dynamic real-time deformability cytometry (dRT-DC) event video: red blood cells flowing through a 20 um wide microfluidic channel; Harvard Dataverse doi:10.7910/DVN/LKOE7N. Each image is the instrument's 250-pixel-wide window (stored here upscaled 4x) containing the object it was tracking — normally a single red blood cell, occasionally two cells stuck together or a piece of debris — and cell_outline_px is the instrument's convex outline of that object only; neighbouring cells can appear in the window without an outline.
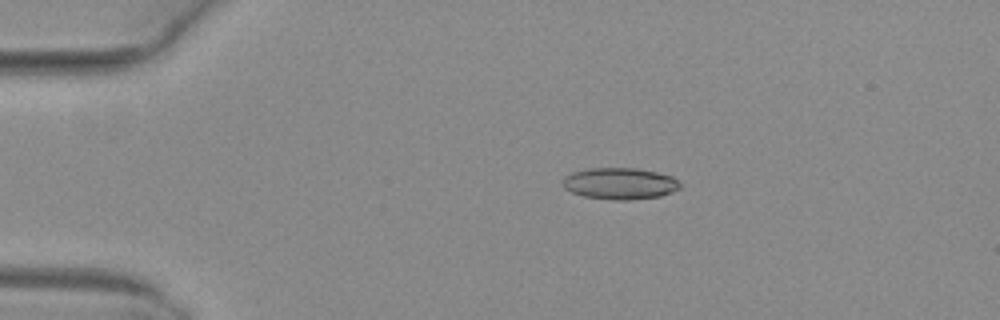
{"species": "common noctule bat (a hibernating species)", "species_latin": "Nyctalus noctula", "temperature_condition": "warm", "stored_images_in_passage": 48, "camera_frame_rate_fps": 3000, "um_per_image_px": 0.085, "animal": {"sex": "female", "body_mass_g": 29.2, "forearm_length_mm": 56.3}, "frame": {"image": 1, "passage_image": 7, "time_ms": 2.0, "image_size_px": [1000, 320], "cell_outline_px": [[680, 188], [672, 192], [660, 196], [628, 200], [612, 200], [584, 196], [572, 192], [564, 188], [564, 176], [572, 172], [588, 168], [636, 168], [656, 172], [672, 176], [680, 184]], "centroid_in_image_um": [52.68, 15.6], "position_along_channel_um": 32.3, "area_um2": 21.5}}
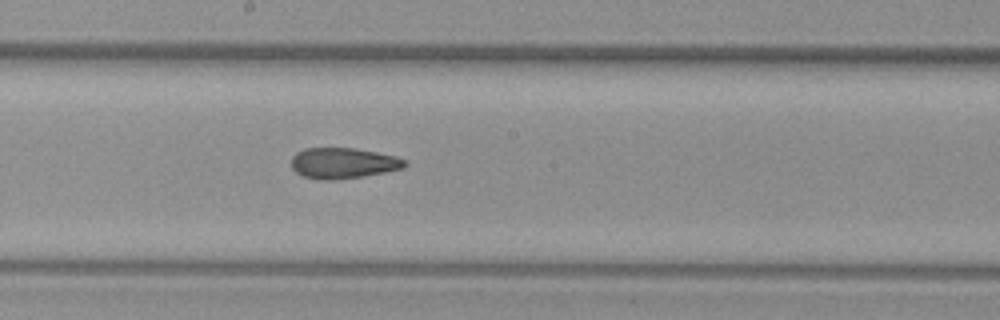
{"frame": {"image": 2, "passage_image": 25, "time_ms": 8.0, "image_size_px": [1000, 320], "cell_outline_px": [[408, 164], [404, 168], [364, 176], [336, 180], [316, 180], [300, 176], [292, 168], [292, 156], [296, 152], [304, 148], [352, 148], [376, 152], [396, 156], [404, 160]], "centroid_in_image_um": [29.13, 13.88], "position_along_channel_um": 219.1, "area_um2": 20.52}}
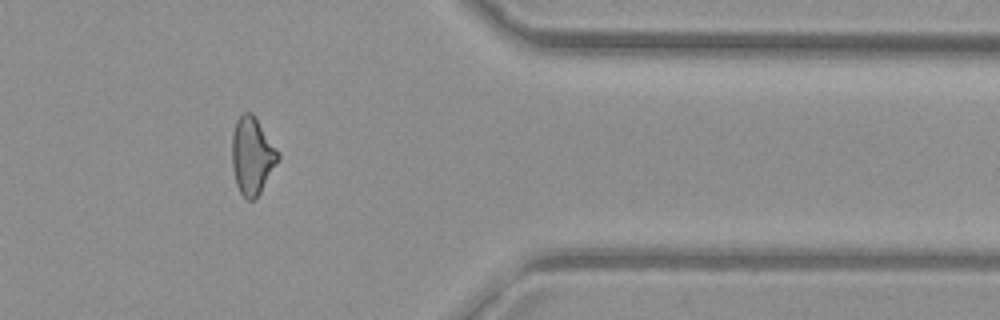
{"frame": {"image": 3, "passage_image": 39, "time_ms": 12.667, "image_size_px": [1000, 320], "cell_outline_px": [[280, 156], [260, 192], [252, 200], [248, 200], [240, 192], [236, 184], [232, 168], [232, 132], [236, 120], [244, 112], [252, 112], [280, 152]], "centroid_in_image_um": [21.42, 13.2], "position_along_channel_um": 390.0, "area_um2": 20.58}, "authors_computed_cell_mechanics": {"area_um2": 20.9814, "velocity_mm_per_s": 4.0563, "shape_relaxation_time_tau1_ms": null, "shape_relaxation_time_tau2_ms": 2.3835, "deformation_change_tau1": null, "deformation_change_tau2": 0.105}}